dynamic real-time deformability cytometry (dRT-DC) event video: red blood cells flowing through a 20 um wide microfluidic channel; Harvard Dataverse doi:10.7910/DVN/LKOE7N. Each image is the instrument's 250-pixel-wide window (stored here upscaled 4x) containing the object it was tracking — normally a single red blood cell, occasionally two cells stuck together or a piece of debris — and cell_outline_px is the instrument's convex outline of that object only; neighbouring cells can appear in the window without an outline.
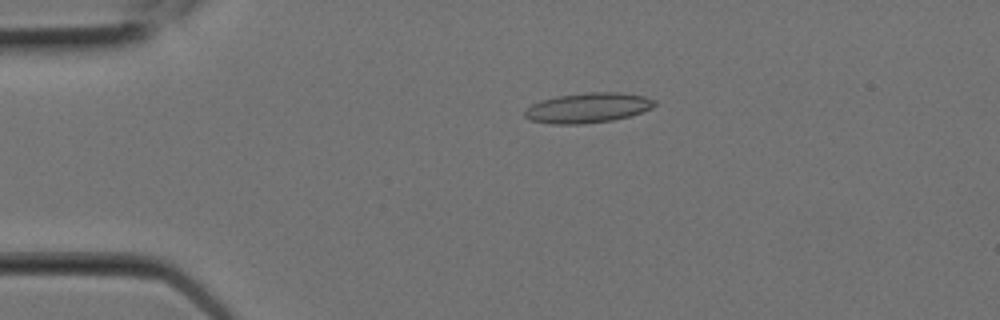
{"species": "Egyptian fruit bat (a non-hibernating species)", "species_latin": "Rousettus aegyptiacus", "temperature_condition": "room temperature", "stored_images_in_passage": 6, "camera_frame_rate_fps": 3000, "um_per_image_px": 0.085, "animal": {"sex": "female"}, "frame": {"image": 1, "passage_image": 2, "time_ms": 0.333, "image_size_px": [1000, 320], "cell_outline_px": [[656, 104], [652, 108], [628, 116], [612, 120], [584, 124], [552, 124], [528, 120], [524, 116], [524, 112], [532, 104], [540, 100], [556, 96], [588, 92], [620, 92], [644, 96], [656, 100]], "centroid_in_image_um": [49.95, 9.16], "position_along_channel_um": 35.1, "area_um2": 22.77}}
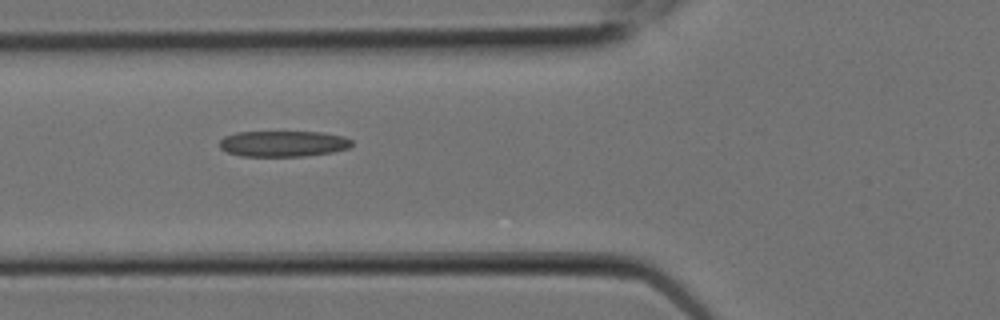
{"frame": {"image": 2, "passage_image": 5, "time_ms": 1.333, "image_size_px": [1000, 320], "cell_outline_px": [[352, 144], [348, 148], [332, 152], [304, 156], [240, 156], [228, 152], [220, 148], [220, 140], [224, 136], [236, 132], [320, 132], [344, 136], [352, 140]], "centroid_in_image_um": [24.06, 12.21], "position_along_channel_um": 101.7, "area_um2": 19.94}}
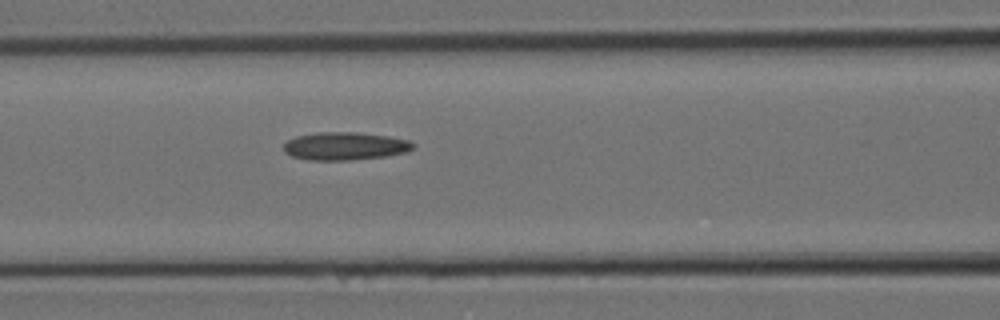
{"frame": {"image": 3, "passage_image": 6, "time_ms": 1.667, "image_size_px": [1000, 320], "cell_outline_px": [[416, 144], [408, 152], [384, 156], [348, 160], [308, 160], [292, 156], [284, 152], [284, 144], [288, 140], [296, 136], [320, 132], [356, 132], [388, 136], [408, 140]], "centroid_in_image_um": [29.32, 12.41], "position_along_channel_um": 137.3, "area_um2": 20.98}}